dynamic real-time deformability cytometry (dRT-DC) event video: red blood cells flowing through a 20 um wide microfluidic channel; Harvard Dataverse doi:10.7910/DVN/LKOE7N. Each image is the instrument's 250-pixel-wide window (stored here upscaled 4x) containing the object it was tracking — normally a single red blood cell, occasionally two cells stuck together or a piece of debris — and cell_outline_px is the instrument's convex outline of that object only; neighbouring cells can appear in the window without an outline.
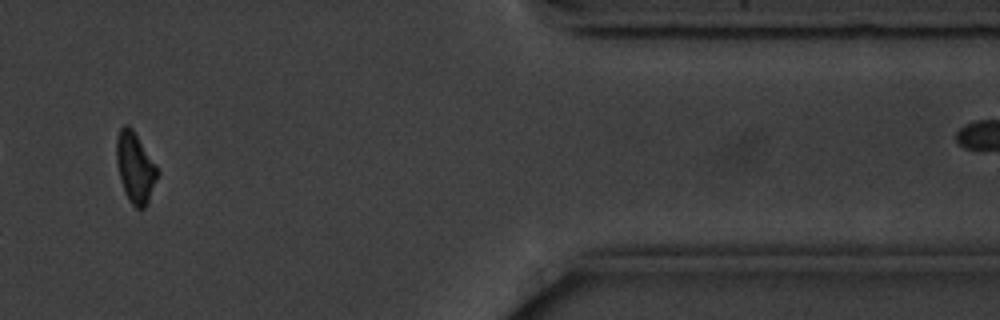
{"species": "common noctule bat (a hibernating species)", "species_latin": "Nyctalus noctula", "temperature_condition": "cold", "stored_images_in_passage": 15, "camera_frame_rate_fps": 3000, "um_per_image_px": 0.085, "animal": {"sex": "male", "body_mass_g": 20.1, "forearm_length_mm": 53.5}, "frame": {"image": 1, "passage_image": 13, "time_ms": 14.667, "image_size_px": [1000, 320], "cell_outline_px": [[160, 172], [148, 204], [144, 208], [136, 208], [128, 200], [124, 192], [120, 180], [116, 160], [116, 140], [120, 128], [124, 124], [128, 124], [132, 128], [156, 164]], "centroid_in_image_um": [11.5, 14.26], "position_along_channel_um": 399.9, "area_um2": 17.11}, "authors_computed_cell_mechanics": {"area_um2": 18.1492, "velocity_mm_per_s": 3.5537, "shape_relaxation_time_tau1_ms": 1.4246, "shape_relaxation_time_tau2_ms": null, "deformation_change_tau1": 0.0725, "deformation_change_tau2": null}}